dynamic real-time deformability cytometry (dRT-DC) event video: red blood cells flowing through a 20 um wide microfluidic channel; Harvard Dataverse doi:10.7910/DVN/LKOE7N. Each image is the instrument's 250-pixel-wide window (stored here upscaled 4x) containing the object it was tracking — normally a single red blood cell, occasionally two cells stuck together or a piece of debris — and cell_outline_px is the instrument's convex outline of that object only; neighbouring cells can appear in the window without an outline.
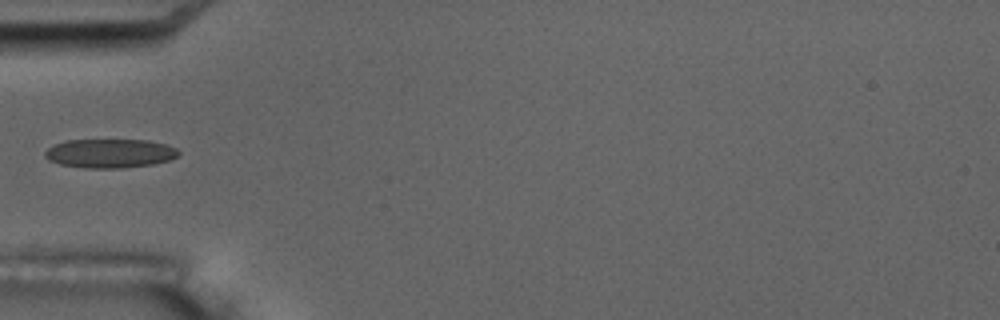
{"species": "common noctule bat (a hibernating species)", "species_latin": "Nyctalus noctula", "temperature_condition": "room temperature", "stored_images_in_passage": 7, "camera_frame_rate_fps": 3000, "um_per_image_px": 0.085, "animal": {"sex": "male", "body_mass_g": 17.5, "forearm_length_mm": 52.3}, "frame": {"image": 1, "passage_image": 6, "time_ms": 5.667, "image_size_px": [1000, 320], "cell_outline_px": [[180, 152], [172, 160], [152, 164], [120, 168], [84, 168], [60, 164], [48, 160], [44, 156], [44, 152], [48, 148], [64, 140], [148, 140], [164, 144], [176, 148]], "centroid_in_image_um": [9.32, 13.04], "position_along_channel_um": 75.7, "area_um2": 22.54}}